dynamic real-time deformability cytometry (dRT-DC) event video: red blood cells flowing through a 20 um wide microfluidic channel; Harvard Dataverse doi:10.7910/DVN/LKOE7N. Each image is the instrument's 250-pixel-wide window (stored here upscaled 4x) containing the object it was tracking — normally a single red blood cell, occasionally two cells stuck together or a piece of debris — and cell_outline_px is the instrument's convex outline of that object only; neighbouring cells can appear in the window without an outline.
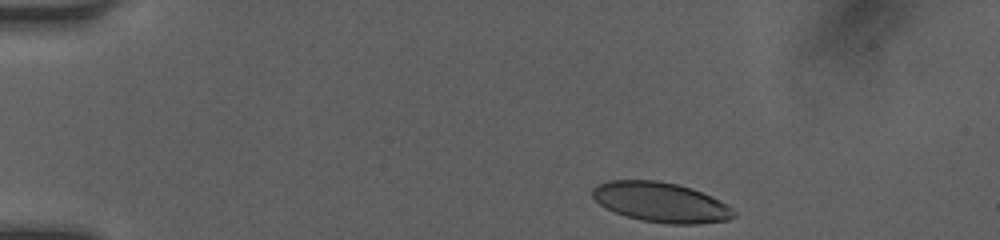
{"species": "human", "species_latin": "Homo sapiens", "temperature_condition": "room temperature", "stored_images_in_passage": 42, "camera_frame_rate_fps": 3000, "um_per_image_px": 0.085, "donor": {"sex": "female"}, "frame": {"image": 1, "passage_image": 1, "time_ms": 0.0, "image_size_px": [1000, 240], "cell_outline_px": [[736, 216], [728, 220], [700, 224], [668, 224], [640, 220], [616, 212], [600, 204], [592, 196], [592, 188], [596, 184], [608, 180], [656, 180], [676, 184], [692, 188], [712, 196], [728, 204], [736, 212]], "centroid_in_image_um": [56.21, 17.19], "position_along_channel_um": 28.8, "area_um2": 33.0}}
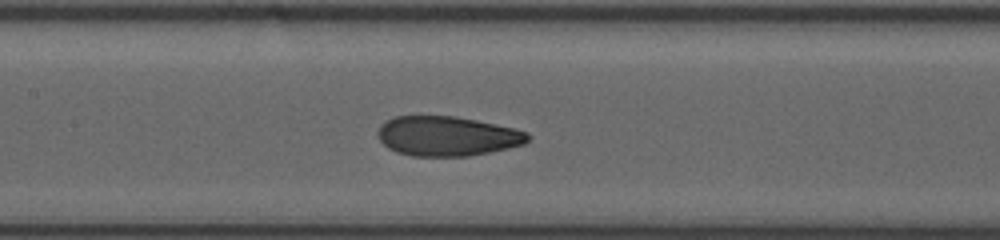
{"frame": {"image": 2, "passage_image": 17, "time_ms": 5.333, "image_size_px": [1000, 240], "cell_outline_px": [[532, 136], [524, 144], [508, 148], [468, 156], [412, 156], [396, 152], [388, 148], [380, 140], [376, 132], [380, 124], [384, 120], [396, 116], [456, 116], [516, 128], [528, 132]], "centroid_in_image_um": [38.0, 11.56], "position_along_channel_um": 169.4, "area_um2": 34.97}}
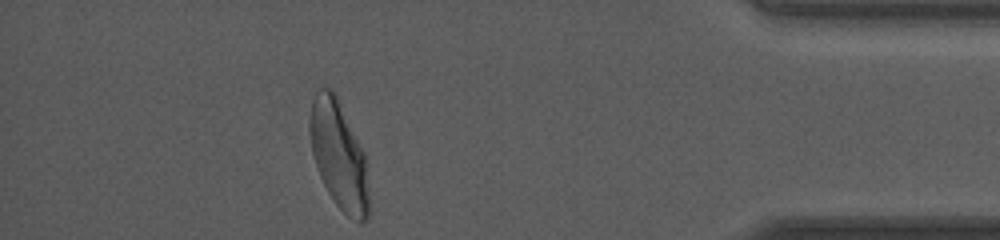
{"frame": {"image": 3, "passage_image": 37, "time_ms": 12.0, "image_size_px": [1000, 240], "cell_outline_px": [[368, 220], [360, 224], [348, 216], [336, 204], [328, 192], [320, 176], [312, 152], [312, 100], [316, 88], [332, 88], [336, 92], [340, 100], [364, 152], [368, 164]], "centroid_in_image_um": [28.86, 13.2], "position_along_channel_um": 406.3, "area_um2": 36.99}, "authors_computed_cell_mechanics": {"area_um2": 35.3736, "velocity_mm_per_s": 4.1659, "shape_relaxation_time_tau1_ms": 4.1251, "shape_relaxation_time_tau2_ms": 0.9074, "deformation_change_tau1": 0.1643, "deformation_change_tau2": 0.0656}}